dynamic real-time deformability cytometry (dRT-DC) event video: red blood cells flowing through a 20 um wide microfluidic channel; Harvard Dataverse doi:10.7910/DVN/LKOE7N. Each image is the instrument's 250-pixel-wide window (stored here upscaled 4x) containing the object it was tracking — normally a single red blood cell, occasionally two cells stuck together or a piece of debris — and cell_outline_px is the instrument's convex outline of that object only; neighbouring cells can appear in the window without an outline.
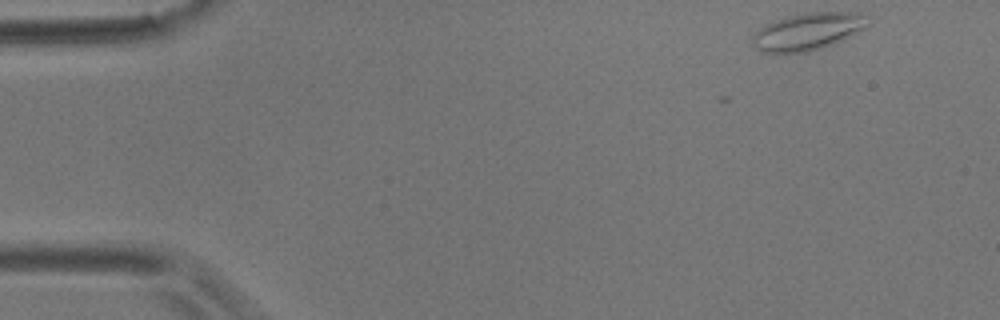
{"species": "common noctule bat (a hibernating species)", "species_latin": "Nyctalus noctula", "temperature_condition": "room temperature", "stored_images_in_passage": 2, "camera_frame_rate_fps": 3000, "um_per_image_px": 0.085, "animal": {"sex": "male", "body_mass_g": 17.9}, "frame": {"image": 1, "passage_image": 2, "time_ms": 0.333, "image_size_px": [1000, 320], "cell_outline_px": [[872, 24], [852, 36], [820, 48], [808, 52], [760, 52], [756, 48], [752, 40], [752, 36], [760, 28], [784, 16], [808, 12], [848, 12], [872, 16]], "centroid_in_image_um": [68.75, 2.65], "position_along_channel_um": 16.3, "area_um2": 25.14}}